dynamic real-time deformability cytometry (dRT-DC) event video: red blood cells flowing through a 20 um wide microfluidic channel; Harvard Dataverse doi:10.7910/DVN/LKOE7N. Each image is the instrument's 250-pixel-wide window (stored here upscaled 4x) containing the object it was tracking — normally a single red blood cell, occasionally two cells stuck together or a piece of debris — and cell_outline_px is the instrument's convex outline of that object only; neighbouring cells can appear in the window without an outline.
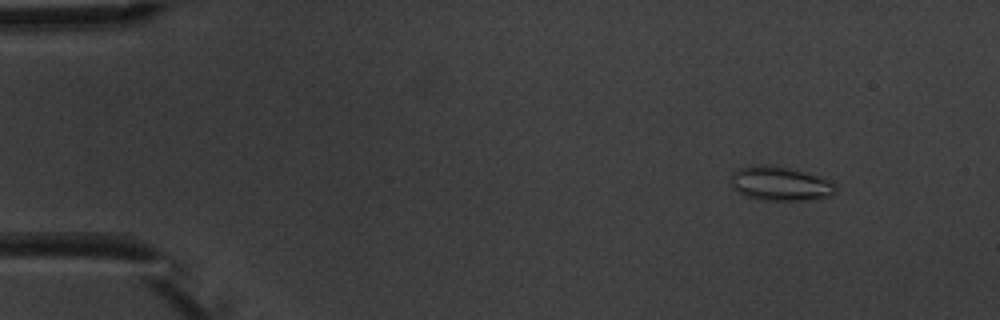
{"species": "common noctule bat (a hibernating species)", "species_latin": "Nyctalus noctula", "temperature_condition": "warm", "stored_images_in_passage": 3, "camera_frame_rate_fps": 3000, "um_per_image_px": 0.085, "animal": {"sex": "male", "body_mass_g": 20.1, "forearm_length_mm": 53.5}, "frame": {"image": 1, "passage_image": 1, "time_ms": 0.0, "image_size_px": [1000, 320], "cell_outline_px": [[836, 188], [832, 196], [804, 200], [756, 200], [732, 188], [732, 172], [740, 168], [764, 164], [788, 168], [804, 172], [828, 180]], "centroid_in_image_um": [66.29, 15.62], "position_along_channel_um": 18.7, "area_um2": 20.4}}